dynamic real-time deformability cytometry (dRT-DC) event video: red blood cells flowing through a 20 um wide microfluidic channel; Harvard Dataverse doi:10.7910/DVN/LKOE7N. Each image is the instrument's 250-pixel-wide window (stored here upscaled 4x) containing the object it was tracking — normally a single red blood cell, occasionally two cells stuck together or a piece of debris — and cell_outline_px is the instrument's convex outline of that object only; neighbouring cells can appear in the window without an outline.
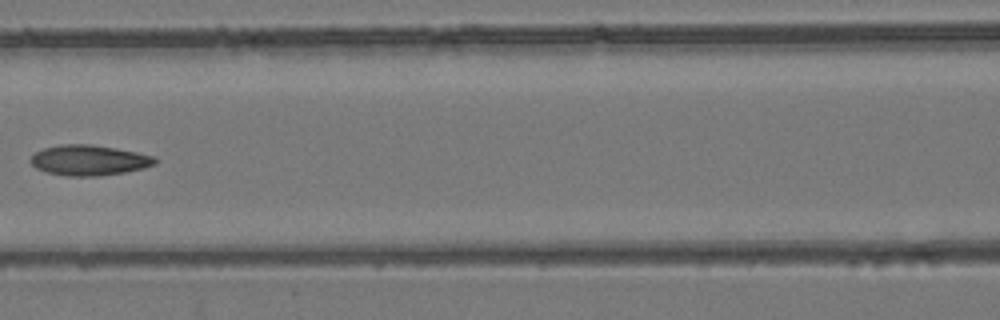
{"species": "common noctule bat (a hibernating species)", "species_latin": "Nyctalus noctula", "temperature_condition": "room temperature", "stored_images_in_passage": 8, "segment_of_instrument_passage": [1, 2], "camera_frame_rate_fps": 3000, "um_per_image_px": 0.085, "animal": {"sex": "female", "body_mass_g": 24.6, "forearm_length_mm": 56.2}, "frame": {"image": 1, "passage_image": 7, "time_ms": 2.0, "image_size_px": [1000, 320], "cell_outline_px": [[156, 164], [144, 168], [124, 172], [100, 176], [68, 176], [48, 172], [36, 168], [28, 160], [36, 152], [44, 148], [60, 144], [88, 144], [116, 148], [156, 156]], "centroid_in_image_um": [7.58, 13.62], "position_along_channel_um": 159.0, "area_um2": 22.02}}